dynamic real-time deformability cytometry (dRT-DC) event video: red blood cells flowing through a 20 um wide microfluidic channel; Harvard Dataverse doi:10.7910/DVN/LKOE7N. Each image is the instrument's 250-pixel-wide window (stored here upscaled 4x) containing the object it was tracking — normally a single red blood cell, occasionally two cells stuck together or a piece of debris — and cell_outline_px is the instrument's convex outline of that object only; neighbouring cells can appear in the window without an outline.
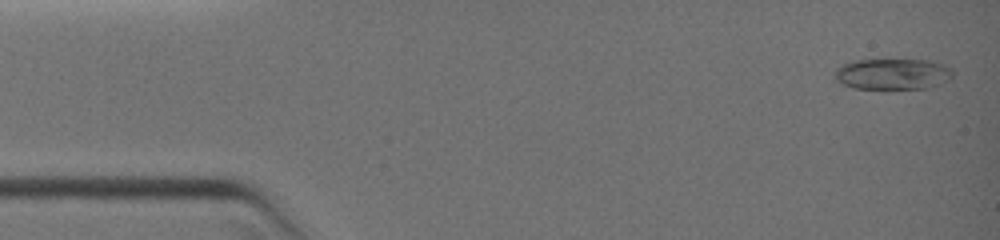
{"species": "common noctule bat (a hibernating species)", "species_latin": "Nyctalus noctula", "temperature_condition": "warm", "stored_images_in_passage": 18, "camera_frame_rate_fps": 3000, "um_per_image_px": 0.085, "animal": {"sex": "female", "body_mass_g": 19.0, "forearm_length_mm": 51.5}, "frame": {"image": 1, "passage_image": 1, "time_ms": 0.0, "image_size_px": [1000, 240], "cell_outline_px": [[952, 76], [948, 80], [940, 84], [928, 88], [852, 88], [836, 80], [832, 76], [836, 68], [852, 60], [928, 60], [944, 64], [952, 68]], "centroid_in_image_um": [75.86, 6.28], "position_along_channel_um": 9.1, "area_um2": 21.33}}
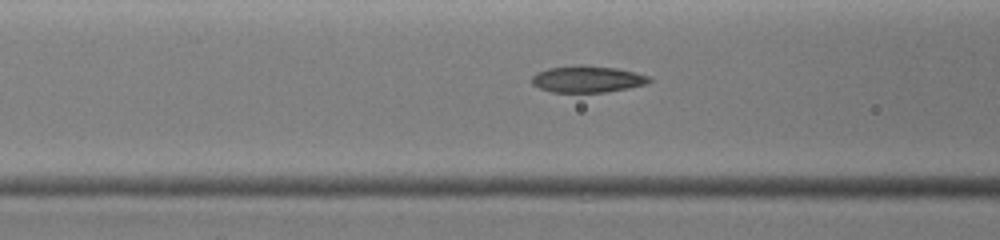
{"frame": {"image": 2, "passage_image": 14, "time_ms": 4.667, "image_size_px": [1000, 240], "cell_outline_px": [[652, 80], [648, 84], [628, 88], [604, 92], [552, 92], [540, 88], [532, 84], [532, 76], [536, 72], [548, 68], [580, 64], [616, 68], [636, 72], [648, 76]], "centroid_in_image_um": [49.93, 6.71], "position_along_channel_um": 116.7, "area_um2": 18.32}}
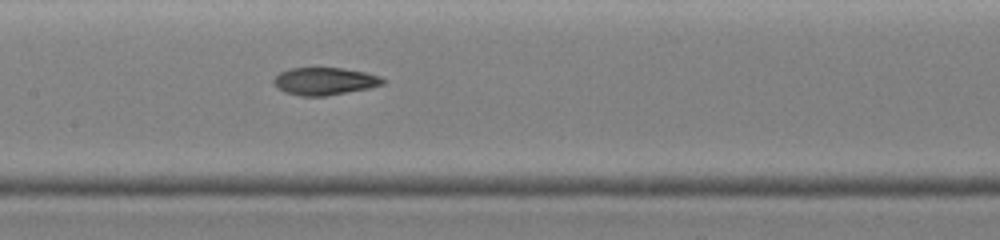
{"frame": {"image": 3, "passage_image": 18, "time_ms": 6.0, "image_size_px": [1000, 240], "cell_outline_px": [[388, 80], [384, 84], [368, 88], [324, 96], [300, 96], [284, 92], [276, 88], [272, 84], [272, 80], [280, 72], [288, 68], [344, 68], [364, 72], [380, 76]], "centroid_in_image_um": [27.56, 6.9], "position_along_channel_um": 179.8, "area_um2": 17.63}}